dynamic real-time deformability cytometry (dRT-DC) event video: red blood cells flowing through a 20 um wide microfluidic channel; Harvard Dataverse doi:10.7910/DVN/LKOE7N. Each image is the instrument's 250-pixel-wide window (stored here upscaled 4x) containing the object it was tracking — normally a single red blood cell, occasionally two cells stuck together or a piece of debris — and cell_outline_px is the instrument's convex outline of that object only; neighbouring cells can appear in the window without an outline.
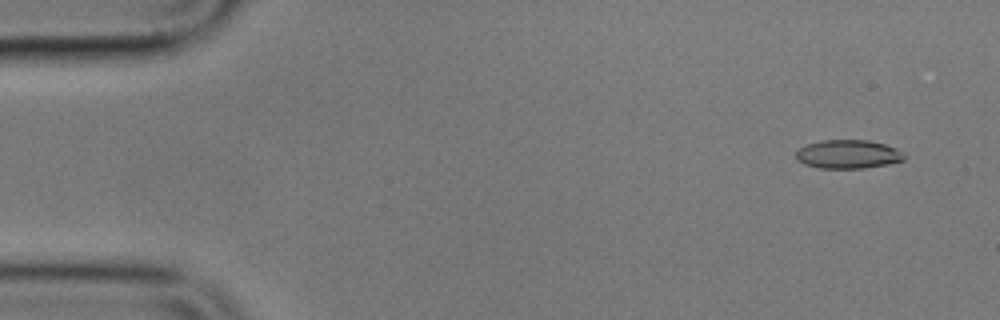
{"species": "common noctule bat (a hibernating species)", "species_latin": "Nyctalus noctula", "temperature_condition": "cold", "stored_images_in_passage": 56, "camera_frame_rate_fps": 3000, "um_per_image_px": 0.085, "animal": {"sex": "male", "body_mass_g": 17.9}, "frame": {"image": 1, "passage_image": 4, "time_ms": 1.0, "image_size_px": [1000, 320], "cell_outline_px": [[904, 160], [888, 164], [864, 168], [820, 168], [804, 164], [796, 160], [796, 152], [800, 148], [808, 144], [820, 140], [868, 140], [884, 144], [896, 148], [904, 152]], "centroid_in_image_um": [72.09, 13.11], "position_along_channel_um": 12.9, "area_um2": 18.09}}
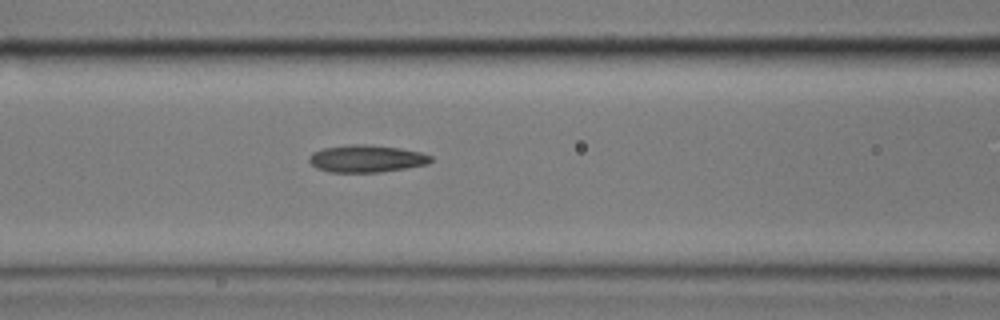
{"frame": {"image": 2, "passage_image": 23, "time_ms": 7.333, "image_size_px": [1000, 320], "cell_outline_px": [[432, 160], [428, 164], [380, 172], [328, 172], [316, 168], [308, 160], [308, 156], [312, 152], [324, 148], [352, 144], [364, 144], [400, 148], [420, 152], [432, 156]], "centroid_in_image_um": [31.12, 13.48], "position_along_channel_um": 135.5, "area_um2": 19.31}}
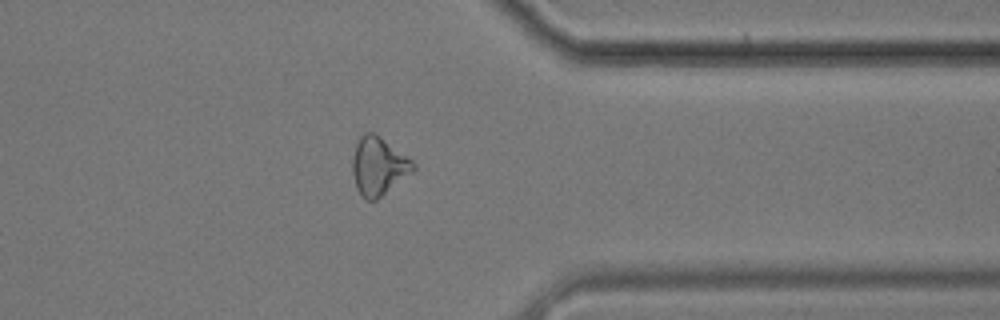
{"frame": {"image": 3, "passage_image": 44, "time_ms": 14.333, "image_size_px": [1000, 320], "cell_outline_px": [[416, 168], [412, 172], [376, 200], [368, 200], [356, 188], [352, 172], [352, 160], [356, 144], [360, 136], [364, 132], [372, 132], [380, 136], [412, 160], [416, 164]], "centroid_in_image_um": [32.16, 14.1], "position_along_channel_um": 379.2, "area_um2": 20.29}, "authors_computed_cell_mechanics": {"area_um2": 18.9006, "velocity_mm_per_s": 3.6023, "shape_relaxation_time_tau1_ms": null, "shape_relaxation_time_tau2_ms": 6.2196, "deformation_change_tau1": null, "deformation_change_tau2": 0.1651}}